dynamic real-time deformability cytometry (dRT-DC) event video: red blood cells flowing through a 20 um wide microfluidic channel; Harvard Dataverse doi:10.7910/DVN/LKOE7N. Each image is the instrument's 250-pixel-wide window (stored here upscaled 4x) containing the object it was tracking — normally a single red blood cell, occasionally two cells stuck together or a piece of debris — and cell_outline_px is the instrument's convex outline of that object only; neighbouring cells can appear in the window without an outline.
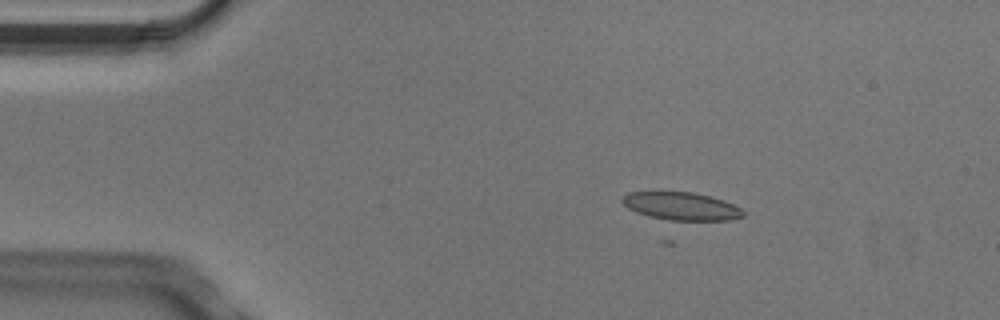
{"species": "Egyptian fruit bat (a non-hibernating species)", "species_latin": "Rousettus aegyptiacus", "temperature_condition": "cold", "stored_images_in_passage": 6, "camera_frame_rate_fps": 3000, "um_per_image_px": 0.085, "animal": {"sex": "male"}, "frame": {"image": 1, "passage_image": 3, "time_ms": 0.667, "image_size_px": [1000, 320], "cell_outline_px": [[744, 216], [728, 220], [668, 220], [648, 216], [636, 212], [628, 208], [620, 200], [628, 192], [660, 188], [692, 192], [724, 200], [740, 208], [744, 212]], "centroid_in_image_um": [57.81, 17.47], "position_along_channel_um": 27.2, "area_um2": 20.4}}
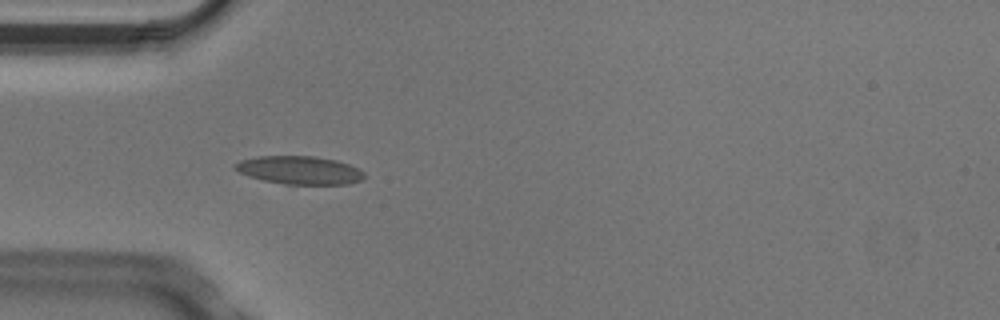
{"frame": {"image": 2, "passage_image": 5, "time_ms": 1.333, "image_size_px": [1000, 320], "cell_outline_px": [[364, 176], [360, 180], [348, 184], [284, 184], [264, 180], [248, 176], [232, 168], [240, 160], [256, 156], [312, 156], [336, 160], [348, 164], [364, 172]], "centroid_in_image_um": [25.43, 14.46], "position_along_channel_um": 59.6, "area_um2": 21.04}}